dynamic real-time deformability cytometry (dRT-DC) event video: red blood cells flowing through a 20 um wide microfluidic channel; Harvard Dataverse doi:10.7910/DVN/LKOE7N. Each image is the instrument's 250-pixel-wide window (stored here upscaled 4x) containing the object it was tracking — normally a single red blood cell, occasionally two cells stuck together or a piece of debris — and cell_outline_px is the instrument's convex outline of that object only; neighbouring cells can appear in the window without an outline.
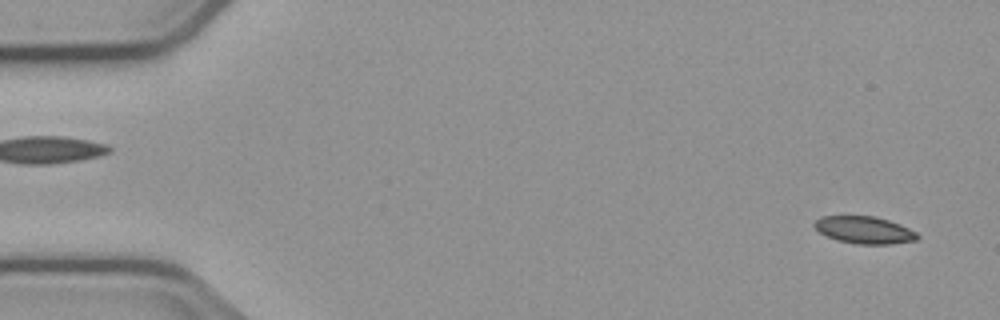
{"species": "common noctule bat (a hibernating species)", "species_latin": "Nyctalus noctula", "temperature_condition": "cold", "stored_images_in_passage": 5, "segment_of_instrument_passage": [2, 2], "camera_frame_rate_fps": 3000, "um_per_image_px": 0.085, "animal": {"sex": "male", "body_mass_g": 23.1, "forearm_length_mm": 52.7}, "frame": {"image": 1, "passage_image": 5, "time_ms": 6.0, "image_size_px": [1000, 320], "cell_outline_px": [[920, 236], [916, 240], [888, 244], [856, 244], [836, 240], [820, 232], [812, 224], [820, 216], [876, 216], [900, 224], [916, 232]], "centroid_in_image_um": [73.46, 19.54], "position_along_channel_um": 11.5, "area_um2": 16.3}}